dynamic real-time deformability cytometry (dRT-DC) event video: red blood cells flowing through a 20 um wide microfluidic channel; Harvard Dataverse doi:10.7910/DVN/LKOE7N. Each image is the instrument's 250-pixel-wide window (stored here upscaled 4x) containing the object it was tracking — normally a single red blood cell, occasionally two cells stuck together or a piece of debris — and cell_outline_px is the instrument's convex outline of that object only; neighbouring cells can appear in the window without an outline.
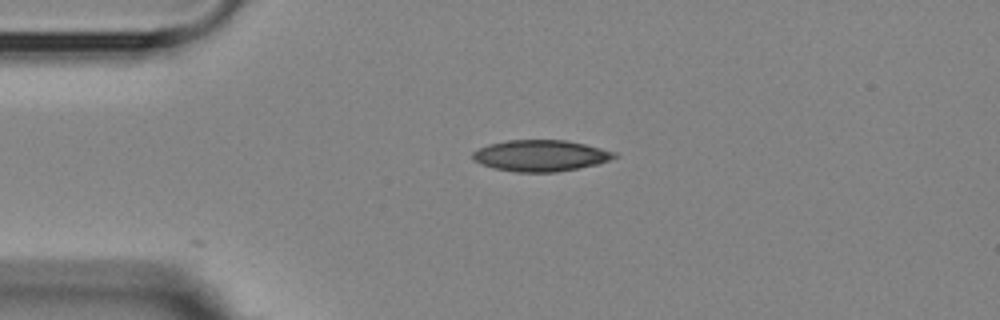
{"species": "Egyptian fruit bat (a non-hibernating species)", "species_latin": "Rousettus aegyptiacus", "temperature_condition": "room temperature", "stored_images_in_passage": 2, "camera_frame_rate_fps": 3000, "um_per_image_px": 0.085, "animal": {"sex": "female"}, "frame": {"image": 1, "passage_image": 1, "time_ms": 0.0, "image_size_px": [1000, 320], "cell_outline_px": [[616, 156], [608, 160], [596, 164], [556, 172], [516, 172], [492, 168], [480, 164], [472, 160], [472, 152], [488, 144], [508, 140], [564, 140], [584, 144], [616, 152]], "centroid_in_image_um": [45.88, 13.23], "position_along_channel_um": 39.1, "area_um2": 25.66}}